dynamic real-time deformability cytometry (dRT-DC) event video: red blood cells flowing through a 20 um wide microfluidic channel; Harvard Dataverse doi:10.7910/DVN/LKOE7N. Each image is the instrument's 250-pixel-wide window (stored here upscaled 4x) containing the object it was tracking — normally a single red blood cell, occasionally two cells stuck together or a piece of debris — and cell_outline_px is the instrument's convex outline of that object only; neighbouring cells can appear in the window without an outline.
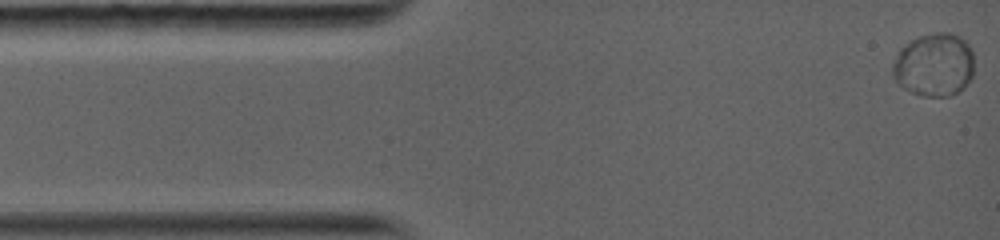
{"species": "common noctule bat (a hibernating species)", "species_latin": "Nyctalus noctula", "temperature_condition": "warm", "stored_images_in_passage": 51, "camera_frame_rate_fps": 5000, "um_per_image_px": 0.085, "animal": {"sex": "female", "body_mass_g": 19.0, "forearm_length_mm": 56.7}, "frame": {"image": 1, "passage_image": 1, "time_ms": 0.0, "image_size_px": [1000, 240], "cell_outline_px": [[972, 76], [964, 88], [948, 96], [920, 96], [904, 88], [892, 76], [892, 64], [900, 48], [912, 40], [920, 36], [936, 32], [948, 32], [960, 36], [968, 44], [972, 52]], "centroid_in_image_um": [79.39, 5.51], "position_along_channel_um": 5.6, "area_um2": 29.94}}
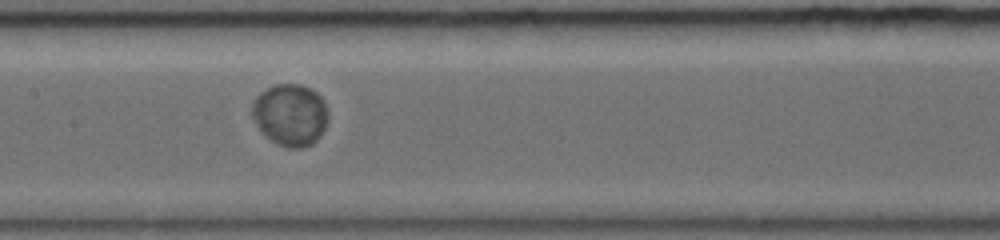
{"frame": {"image": 2, "passage_image": 23, "time_ms": 6.4, "image_size_px": [1000, 240], "cell_outline_px": [[328, 120], [324, 128], [316, 140], [312, 144], [300, 148], [288, 148], [276, 144], [256, 124], [252, 116], [252, 100], [260, 92], [276, 84], [300, 84], [316, 92], [320, 96], [324, 104], [328, 116]], "centroid_in_image_um": [24.66, 9.75], "position_along_channel_um": 182.7, "area_um2": 27.17}}
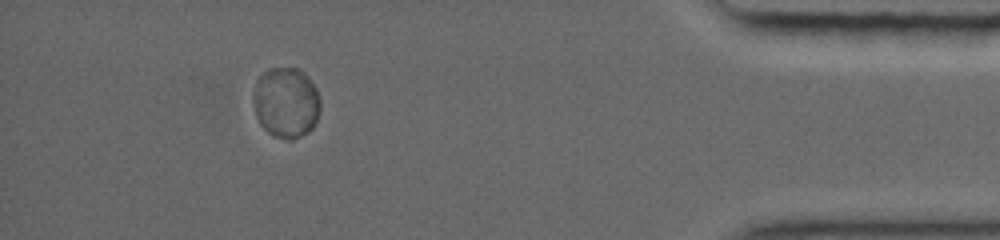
{"frame": {"image": 3, "passage_image": 44, "time_ms": 13.4, "image_size_px": [1000, 240], "cell_outline_px": [[320, 112], [312, 128], [308, 132], [292, 140], [288, 140], [272, 136], [260, 124], [256, 116], [256, 80], [268, 68], [300, 68], [308, 76], [316, 88], [320, 100]], "centroid_in_image_um": [24.36, 8.72], "position_along_channel_um": 410.8, "area_um2": 27.4}, "authors_computed_cell_mechanics": {"area_um2": 27.3394, "velocity_mm_per_s": 4.0089, "shape_relaxation_time_tau1_ms": 2.4076, "shape_relaxation_time_tau2_ms": null, "deformation_change_tau1": 0.0215, "deformation_change_tau2": null}}